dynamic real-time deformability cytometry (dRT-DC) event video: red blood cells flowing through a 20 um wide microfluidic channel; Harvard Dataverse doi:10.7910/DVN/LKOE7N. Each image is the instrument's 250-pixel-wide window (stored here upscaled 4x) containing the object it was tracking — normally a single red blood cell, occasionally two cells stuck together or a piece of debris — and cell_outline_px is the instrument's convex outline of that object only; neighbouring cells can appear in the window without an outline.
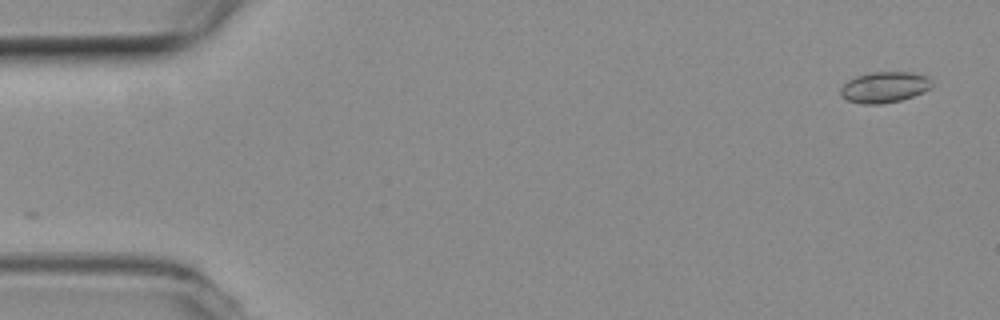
{"species": "common noctule bat (a hibernating species)", "species_latin": "Nyctalus noctula", "temperature_condition": "room temperature", "stored_images_in_passage": 16, "camera_frame_rate_fps": 3000, "um_per_image_px": 0.085, "animal": {"sex": "female", "body_mass_g": 19.3, "forearm_length_mm": 54.1}, "frame": {"image": 1, "passage_image": 1, "time_ms": 0.0, "image_size_px": [1000, 320], "cell_outline_px": [[932, 88], [924, 92], [900, 100], [880, 104], [864, 104], [848, 100], [840, 96], [840, 88], [848, 80], [856, 76], [872, 72], [912, 72], [928, 76], [932, 80]], "centroid_in_image_um": [75.2, 7.4], "position_along_channel_um": 9.8, "area_um2": 16.53}}
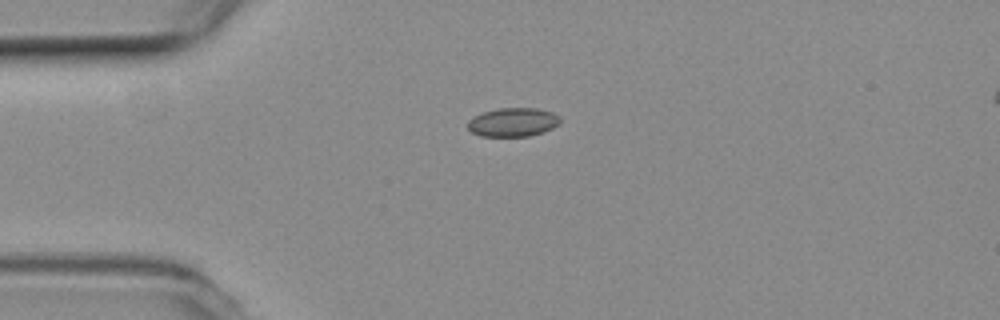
{"frame": {"image": 2, "passage_image": 12, "time_ms": 3.667, "image_size_px": [1000, 320], "cell_outline_px": [[560, 124], [544, 132], [528, 136], [480, 136], [472, 132], [468, 128], [468, 120], [484, 112], [496, 108], [536, 108], [552, 112], [560, 116]], "centroid_in_image_um": [43.63, 10.38], "position_along_channel_um": 41.4, "area_um2": 15.49}}